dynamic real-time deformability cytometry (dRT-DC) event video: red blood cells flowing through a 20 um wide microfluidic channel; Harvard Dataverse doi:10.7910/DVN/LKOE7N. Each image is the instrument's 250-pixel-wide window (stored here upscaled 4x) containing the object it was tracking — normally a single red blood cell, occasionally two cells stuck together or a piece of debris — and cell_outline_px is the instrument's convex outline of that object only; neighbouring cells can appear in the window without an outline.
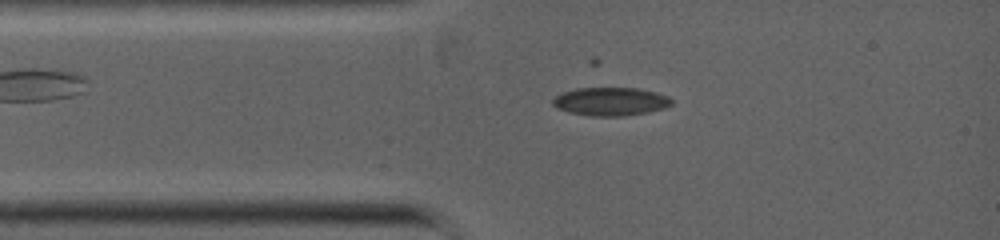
{"species": "common noctule bat (a hibernating species)", "species_latin": "Nyctalus noctula", "temperature_condition": "warm", "stored_images_in_passage": 4, "camera_frame_rate_fps": 5000, "um_per_image_px": 0.085, "animal": {"sex": "female", "body_mass_g": 19.0, "forearm_length_mm": 53.3}, "frame": {"image": 1, "passage_image": 1, "time_ms": 0.0, "image_size_px": [1000, 240], "cell_outline_px": [[672, 104], [664, 108], [648, 112], [624, 116], [592, 116], [568, 112], [556, 108], [552, 104], [552, 100], [560, 92], [576, 88], [640, 88], [656, 92], [668, 96], [672, 100]], "centroid_in_image_um": [51.88, 8.62], "position_along_channel_um": 33.1, "area_um2": 19.77}}
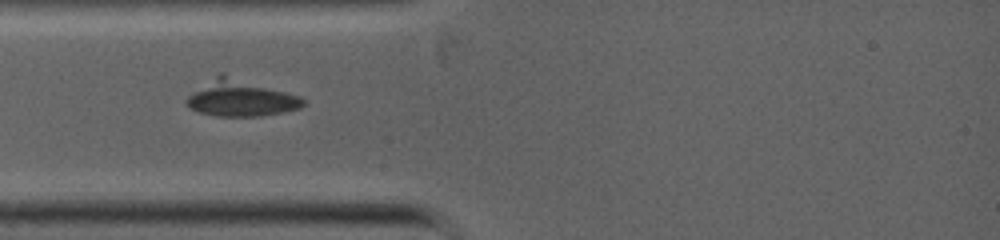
{"frame": {"image": 2, "passage_image": 3, "time_ms": 0.8, "image_size_px": [1000, 240], "cell_outline_px": [[304, 104], [300, 108], [260, 116], [216, 116], [200, 112], [188, 108], [184, 100], [188, 96], [220, 72], [300, 96], [304, 100]], "centroid_in_image_um": [20.43, 8.35], "position_along_channel_um": 64.6, "area_um2": 24.39}}